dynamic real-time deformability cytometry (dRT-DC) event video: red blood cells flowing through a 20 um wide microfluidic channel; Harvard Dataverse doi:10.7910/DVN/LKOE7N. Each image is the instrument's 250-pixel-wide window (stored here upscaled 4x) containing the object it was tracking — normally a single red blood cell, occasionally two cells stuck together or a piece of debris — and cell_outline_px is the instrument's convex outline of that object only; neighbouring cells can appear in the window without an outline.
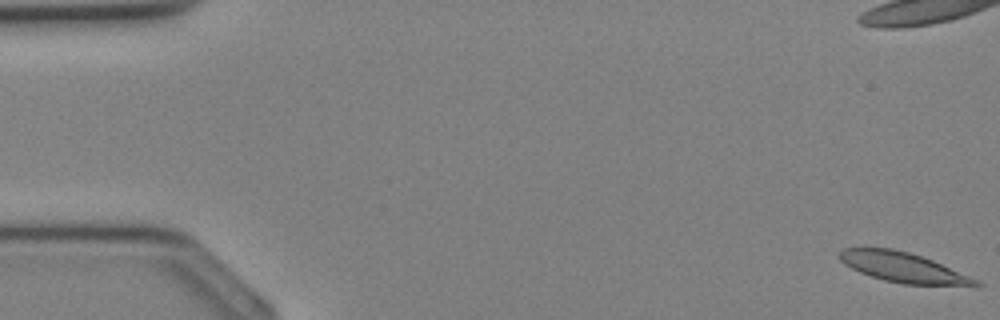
{"species": "Egyptian fruit bat (a non-hibernating species)", "species_latin": "Rousettus aegyptiacus", "temperature_condition": "cold", "stored_images_in_passage": 36, "camera_frame_rate_fps": 3000, "um_per_image_px": 0.085, "animal": {"sex": "female"}, "frame": {"image": 1, "passage_image": 1, "time_ms": 0.0, "image_size_px": [1000, 320], "cell_outline_px": [[984, 284], [976, 288], [904, 284], [884, 280], [860, 272], [844, 264], [840, 260], [840, 252], [844, 248], [892, 248], [908, 252], [932, 260], [980, 280]], "centroid_in_image_um": [76.92, 22.78], "position_along_channel_um": 8.1, "area_um2": 24.16}}
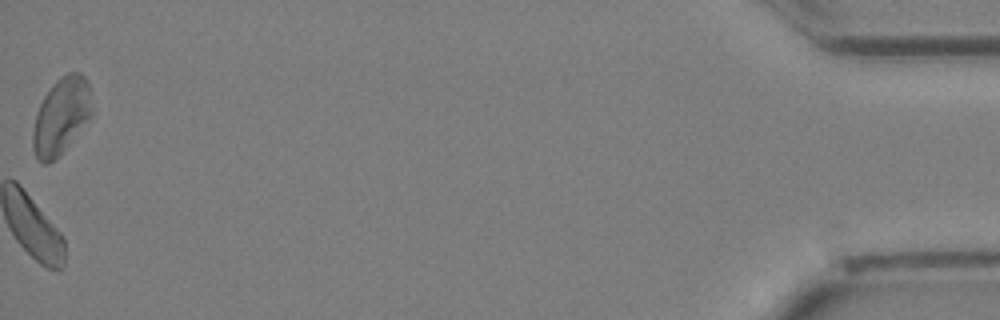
{"frame": {"image": 2, "passage_image": 36, "time_ms": 11.667, "image_size_px": [1000, 320], "cell_outline_px": [[92, 112], [64, 148], [48, 164], [44, 164], [36, 156], [32, 148], [32, 132], [36, 112], [44, 96], [52, 84], [56, 80], [68, 72], [80, 72], [88, 80]], "centroid_in_image_um": [5.16, 9.8], "position_along_channel_um": 430.0, "area_um2": 25.61}}